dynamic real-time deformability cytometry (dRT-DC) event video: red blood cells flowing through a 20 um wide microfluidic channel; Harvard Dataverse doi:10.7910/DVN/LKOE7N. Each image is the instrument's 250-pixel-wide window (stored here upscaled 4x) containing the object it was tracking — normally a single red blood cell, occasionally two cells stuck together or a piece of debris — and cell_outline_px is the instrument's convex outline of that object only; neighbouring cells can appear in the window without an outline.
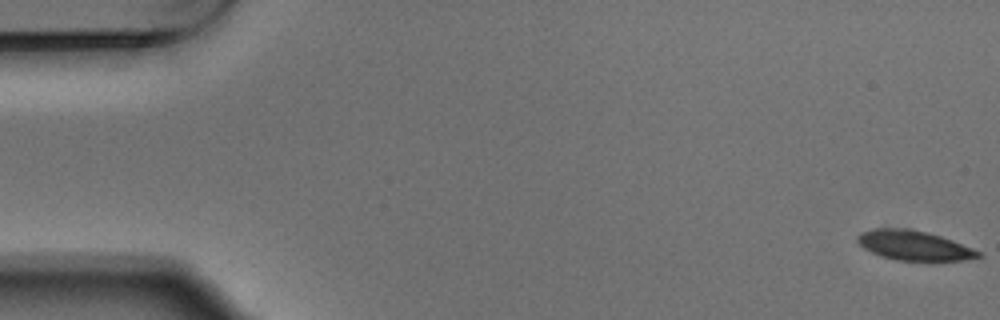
{"species": "Egyptian fruit bat (a non-hibernating species)", "species_latin": "Rousettus aegyptiacus", "temperature_condition": "warm", "stored_images_in_passage": 5, "camera_frame_rate_fps": 3000, "um_per_image_px": 0.085, "animal": {"sex": "male"}, "frame": {"image": 1, "passage_image": 1, "time_ms": 0.0, "image_size_px": [1000, 320], "cell_outline_px": [[984, 256], [964, 260], [896, 260], [880, 256], [864, 248], [856, 240], [856, 236], [860, 232], [872, 228], [904, 228], [928, 232], [952, 240], [972, 248], [980, 252]], "centroid_in_image_um": [77.65, 20.85], "position_along_channel_um": 7.3, "area_um2": 20.81}}
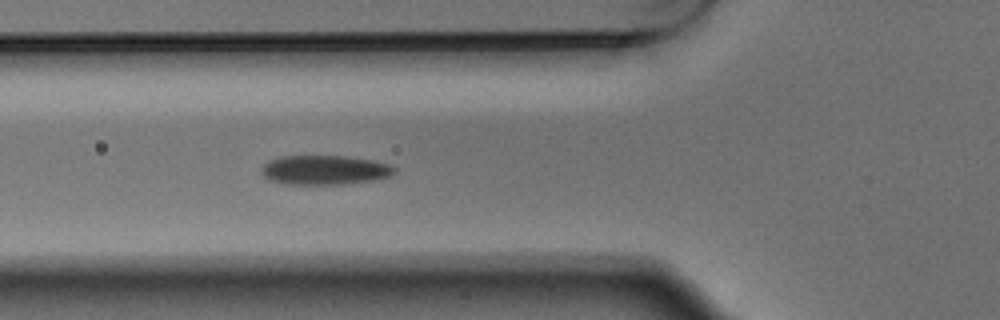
{"frame": {"image": 2, "passage_image": 5, "time_ms": 1.333, "image_size_px": [1000, 320], "cell_outline_px": [[396, 172], [392, 176], [372, 180], [344, 184], [284, 184], [272, 180], [264, 176], [260, 172], [260, 168], [268, 160], [280, 156], [348, 156], [376, 160], [388, 164], [396, 168]], "centroid_in_image_um": [27.61, 14.44], "position_along_channel_um": 98.2, "area_um2": 23.0}}